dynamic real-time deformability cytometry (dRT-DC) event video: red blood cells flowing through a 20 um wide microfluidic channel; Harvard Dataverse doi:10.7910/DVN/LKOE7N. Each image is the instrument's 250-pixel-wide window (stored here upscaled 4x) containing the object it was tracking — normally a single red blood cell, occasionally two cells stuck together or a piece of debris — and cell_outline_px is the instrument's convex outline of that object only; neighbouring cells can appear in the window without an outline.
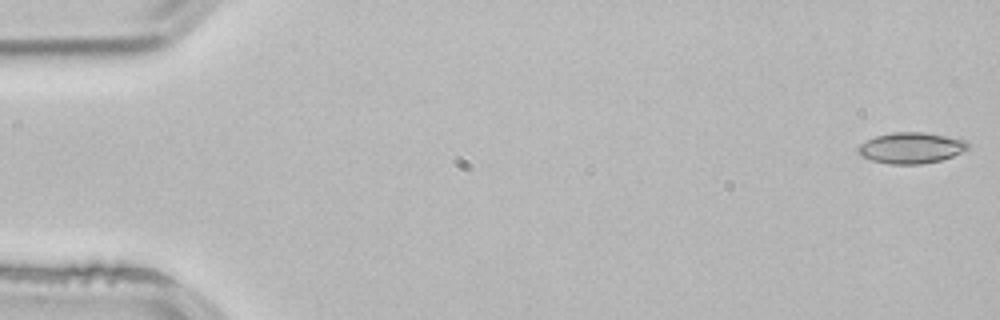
{"species": "common noctule bat (a hibernating species)", "species_latin": "Nyctalus noctula", "temperature_condition": "room temperature", "stored_images_in_passage": 4, "camera_frame_rate_fps": 3000, "um_per_image_px": 0.085, "animal": {"sex": "male", "body_mass_g": 21.5, "forearm_length_mm": 52.0}, "frame": {"image": 1, "passage_image": 1, "time_ms": 0.0, "image_size_px": [1000, 320], "cell_outline_px": [[968, 148], [952, 156], [940, 160], [920, 164], [888, 164], [872, 160], [860, 156], [856, 152], [856, 148], [860, 144], [876, 136], [896, 132], [920, 132], [968, 140]], "centroid_in_image_um": [77.4, 12.58], "position_along_channel_um": 7.6, "area_um2": 19.65}}
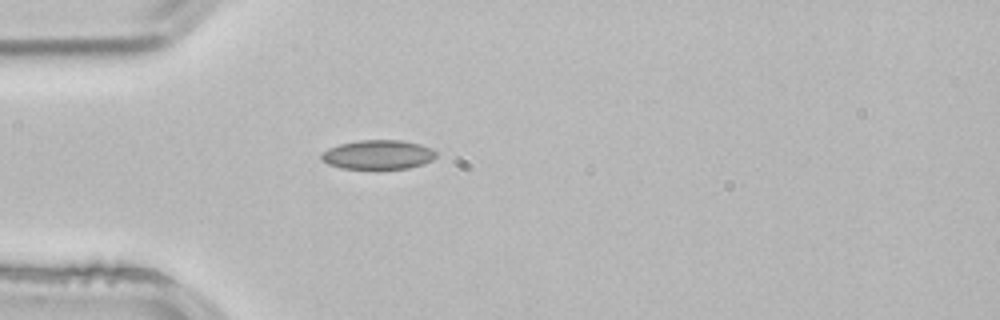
{"frame": {"image": 2, "passage_image": 4, "time_ms": 1.0, "image_size_px": [1000, 320], "cell_outline_px": [[436, 156], [432, 160], [424, 164], [408, 168], [340, 168], [328, 164], [320, 160], [320, 156], [328, 148], [340, 144], [360, 140], [400, 140], [420, 144], [432, 148], [436, 152]], "centroid_in_image_um": [32.14, 13.14], "position_along_channel_um": 52.9, "area_um2": 19.48}}